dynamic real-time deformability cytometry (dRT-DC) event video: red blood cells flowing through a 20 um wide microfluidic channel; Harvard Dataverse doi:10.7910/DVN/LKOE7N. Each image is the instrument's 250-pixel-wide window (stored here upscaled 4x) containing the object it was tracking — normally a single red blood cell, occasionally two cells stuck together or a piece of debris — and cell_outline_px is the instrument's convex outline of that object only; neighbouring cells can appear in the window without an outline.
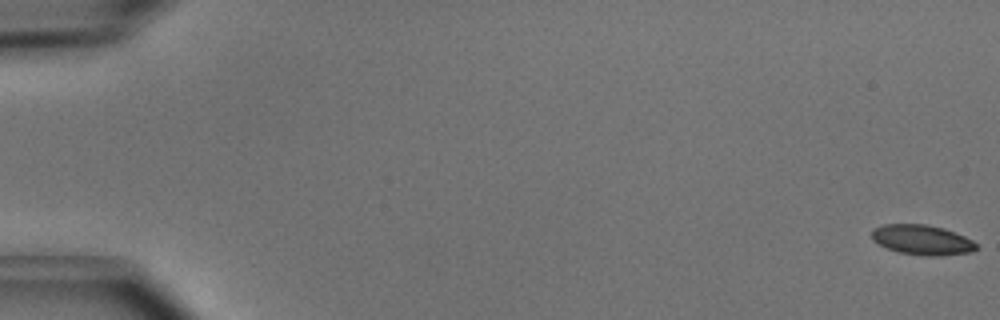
{"species": "common noctule bat (a hibernating species)", "species_latin": "Nyctalus noctula", "temperature_condition": "cold", "stored_images_in_passage": 5, "camera_frame_rate_fps": 3000, "um_per_image_px": 0.085, "animal": {"sex": "male", "body_mass_g": 15.6}, "frame": {"image": 1, "passage_image": 1, "time_ms": 0.0, "image_size_px": [1000, 320], "cell_outline_px": [[976, 248], [972, 252], [940, 256], [928, 256], [900, 252], [888, 248], [872, 240], [872, 228], [884, 224], [928, 224], [944, 228], [964, 236], [972, 240], [976, 244]], "centroid_in_image_um": [78.38, 20.38], "position_along_channel_um": 6.6, "area_um2": 18.21}}
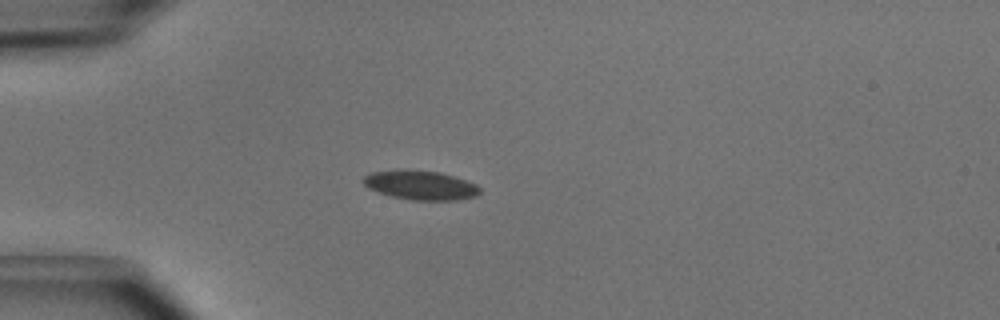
{"frame": {"image": 2, "passage_image": 5, "time_ms": 1.333, "image_size_px": [1000, 320], "cell_outline_px": [[480, 192], [476, 196], [456, 200], [412, 200], [392, 196], [368, 188], [360, 180], [364, 176], [372, 172], [396, 168], [404, 168], [440, 172], [476, 184], [480, 188]], "centroid_in_image_um": [35.69, 15.71], "position_along_channel_um": 49.3, "area_um2": 20.06}}